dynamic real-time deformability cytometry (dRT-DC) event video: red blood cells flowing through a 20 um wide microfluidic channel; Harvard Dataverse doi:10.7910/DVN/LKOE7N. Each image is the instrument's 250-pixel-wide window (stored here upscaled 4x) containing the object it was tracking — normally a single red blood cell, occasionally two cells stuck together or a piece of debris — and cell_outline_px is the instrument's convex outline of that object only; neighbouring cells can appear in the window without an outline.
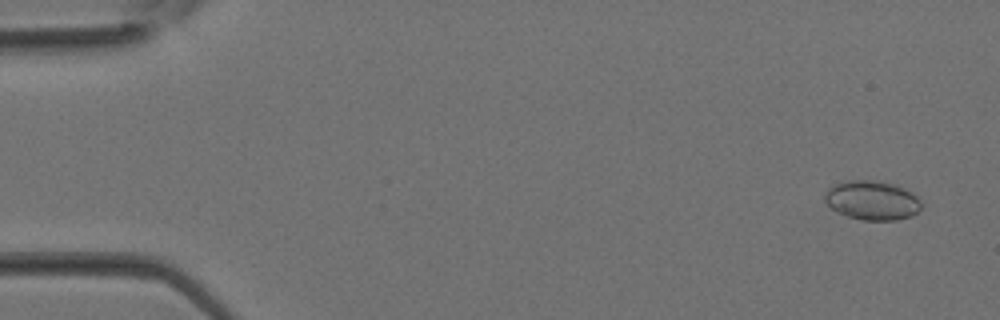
{"species": "Egyptian fruit bat (a non-hibernating species)", "species_latin": "Rousettus aegyptiacus", "temperature_condition": "room temperature", "stored_images_in_passage": 37, "camera_frame_rate_fps": 3000, "um_per_image_px": 0.085, "animal": {"sex": "female"}, "frame": {"image": 1, "passage_image": 2, "time_ms": 0.333, "image_size_px": [1000, 320], "cell_outline_px": [[920, 208], [912, 216], [896, 220], [860, 220], [836, 212], [824, 200], [824, 192], [832, 184], [848, 180], [872, 180], [896, 184], [920, 196]], "centroid_in_image_um": [74.12, 17.02], "position_along_channel_um": 10.9, "area_um2": 22.37}}
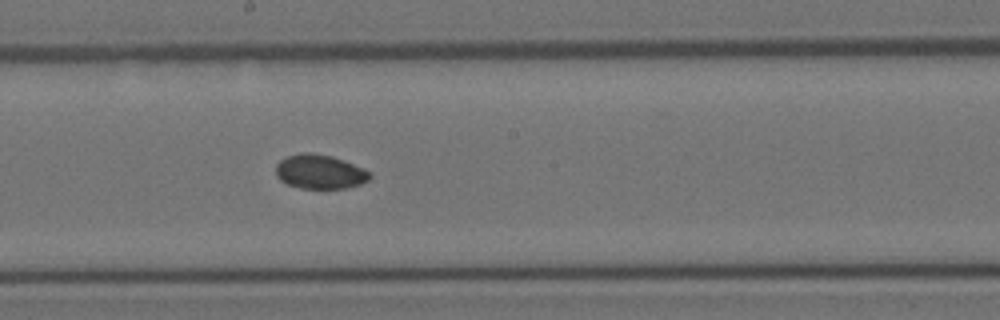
{"frame": {"image": 2, "passage_image": 20, "time_ms": 6.333, "image_size_px": [1000, 320], "cell_outline_px": [[372, 176], [368, 180], [360, 184], [344, 188], [300, 188], [288, 184], [280, 180], [276, 176], [276, 164], [280, 160], [288, 156], [300, 152], [312, 152], [332, 156], [344, 160], [364, 168], [372, 172]], "centroid_in_image_um": [27.2, 14.58], "position_along_channel_um": 221.0, "area_um2": 18.9}}
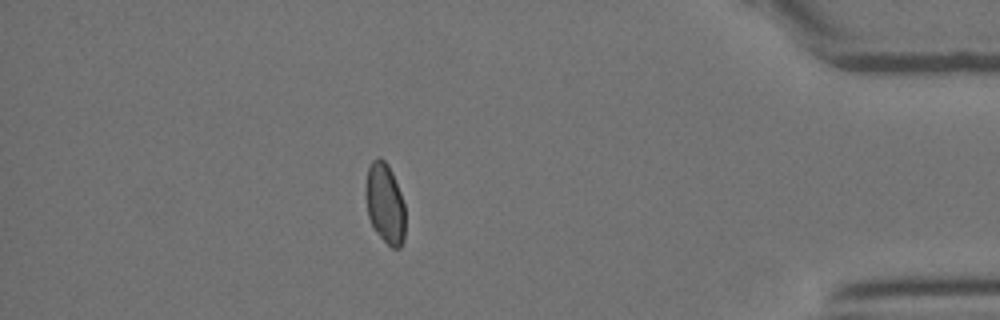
{"frame": {"image": 3, "passage_image": 32, "time_ms": 10.333, "image_size_px": [1000, 320], "cell_outline_px": [[404, 240], [400, 248], [392, 248], [380, 236], [372, 224], [368, 216], [364, 188], [368, 168], [372, 160], [376, 156], [380, 156], [388, 164], [392, 172], [400, 192], [404, 204]], "centroid_in_image_um": [32.71, 17.24], "position_along_channel_um": 402.5, "area_um2": 18.55}}